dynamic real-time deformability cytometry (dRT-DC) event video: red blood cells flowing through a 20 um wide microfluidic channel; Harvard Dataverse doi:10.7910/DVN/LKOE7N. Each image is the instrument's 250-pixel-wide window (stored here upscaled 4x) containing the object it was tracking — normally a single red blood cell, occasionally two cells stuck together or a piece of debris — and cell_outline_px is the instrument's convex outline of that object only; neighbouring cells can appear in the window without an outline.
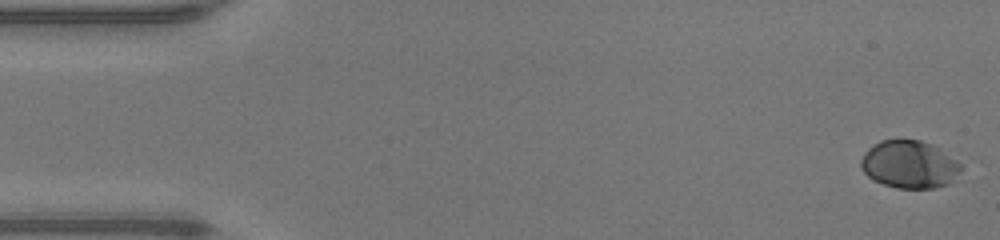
{"species": "human", "species_latin": "Homo sapiens", "temperature_condition": "warm", "stored_images_in_passage": 48, "camera_frame_rate_fps": 3000, "um_per_image_px": 0.085, "donor": {"sex": "male"}, "frame": {"image": 1, "passage_image": 1, "time_ms": 0.0, "image_size_px": [1000, 240], "cell_outline_px": [[964, 168], [948, 184], [932, 188], [896, 188], [872, 180], [860, 168], [860, 160], [864, 152], [872, 144], [880, 140], [900, 136], [920, 140], [932, 144], [964, 164]], "centroid_in_image_um": [77.28, 13.93], "position_along_channel_um": 7.7, "area_um2": 28.67}}
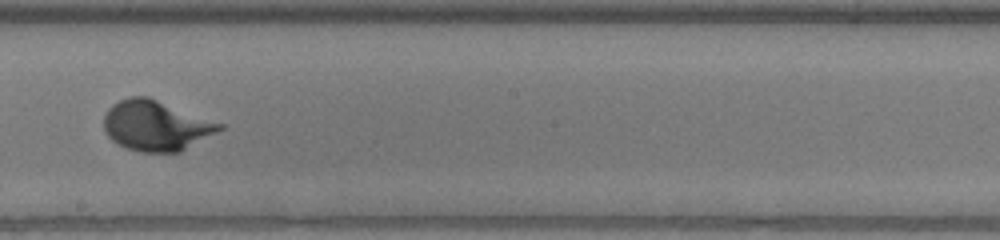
{"frame": {"image": 2, "passage_image": 27, "time_ms": 8.667, "image_size_px": [1000, 240], "cell_outline_px": [[224, 128], [180, 152], [140, 152], [128, 148], [112, 140], [108, 136], [104, 128], [104, 116], [108, 108], [112, 104], [128, 96], [148, 96], [224, 124]], "centroid_in_image_um": [13.25, 10.66], "position_along_channel_um": 234.9, "area_um2": 33.76}}
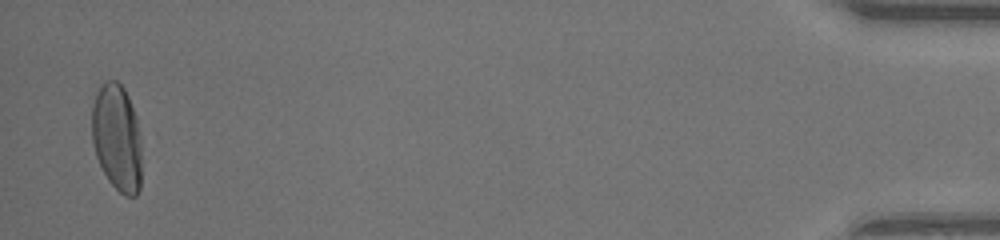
{"frame": {"image": 3, "passage_image": 47, "time_ms": 15.333, "image_size_px": [1000, 240], "cell_outline_px": [[140, 188], [136, 196], [124, 196], [108, 180], [96, 156], [92, 140], [92, 104], [96, 92], [100, 84], [104, 80], [116, 80], [124, 88], [128, 96], [136, 116], [140, 136]], "centroid_in_image_um": [9.93, 11.67], "position_along_channel_um": 425.3, "area_um2": 31.15}}